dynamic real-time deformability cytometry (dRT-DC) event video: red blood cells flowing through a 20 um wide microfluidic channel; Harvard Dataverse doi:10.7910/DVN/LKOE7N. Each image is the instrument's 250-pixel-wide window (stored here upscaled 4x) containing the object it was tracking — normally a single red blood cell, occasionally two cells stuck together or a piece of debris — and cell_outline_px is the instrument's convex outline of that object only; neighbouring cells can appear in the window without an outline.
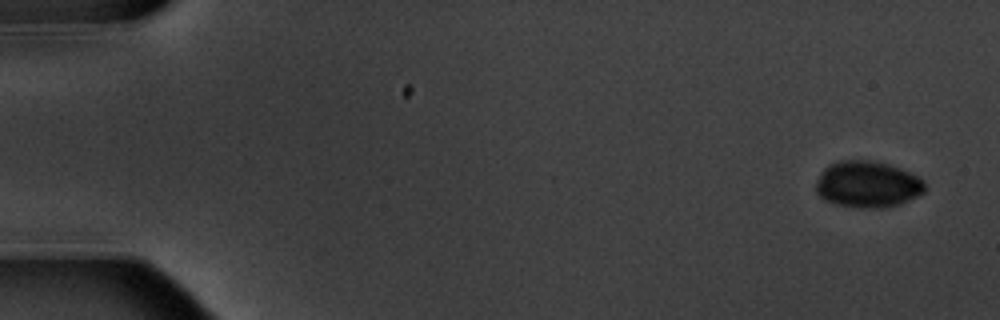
{"species": "common noctule bat (a hibernating species)", "species_latin": "Nyctalus noctula", "temperature_condition": "warm", "stored_images_in_passage": 15, "camera_frame_rate_fps": 3000, "um_per_image_px": 0.085, "animal": {"sex": "male", "body_mass_g": 20.1, "forearm_length_mm": 53.5}, "frame": {"image": 1, "passage_image": 1, "time_ms": 0.0, "image_size_px": [1000, 320], "cell_outline_px": [[924, 192], [900, 204], [884, 208], [860, 208], [836, 204], [824, 200], [816, 192], [816, 180], [820, 172], [828, 164], [840, 160], [868, 160], [888, 164], [900, 168], [920, 176], [924, 180]], "centroid_in_image_um": [73.72, 15.66], "position_along_channel_um": 11.3, "area_um2": 29.77}}
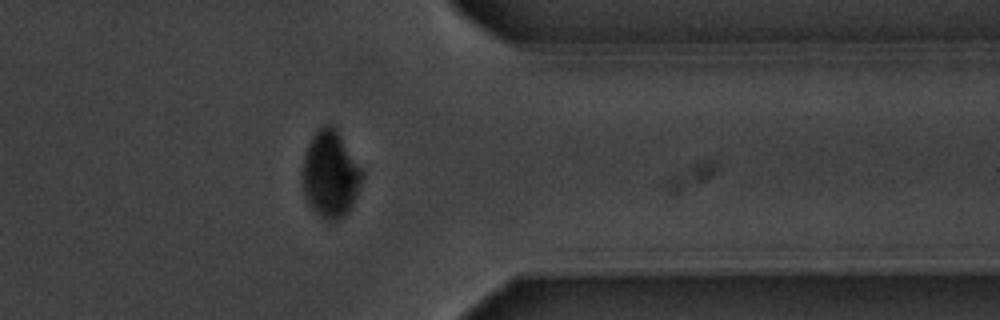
{"frame": {"image": 2, "passage_image": 13, "time_ms": 14.667, "image_size_px": [1000, 320], "cell_outline_px": [[364, 176], [352, 204], [348, 212], [344, 216], [336, 220], [324, 220], [308, 204], [300, 188], [300, 172], [304, 156], [312, 136], [324, 124], [332, 124], [336, 128], [364, 172]], "centroid_in_image_um": [28.04, 14.82], "position_along_channel_um": 383.4, "area_um2": 30.58}}
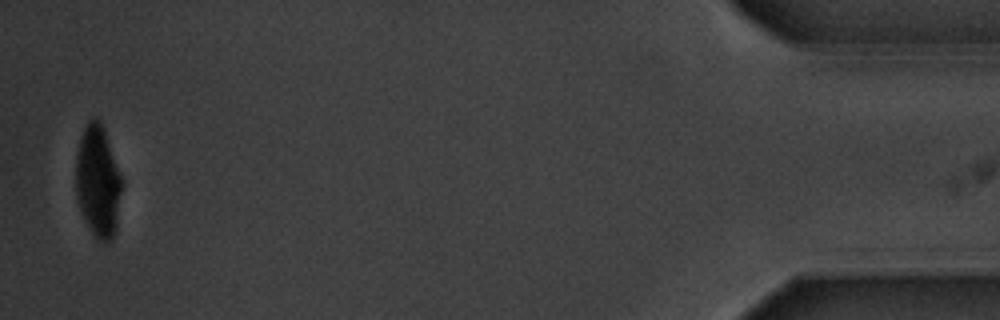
{"frame": {"image": 3, "passage_image": 15, "time_ms": 18.0, "image_size_px": [1000, 320], "cell_outline_px": [[124, 184], [116, 228], [108, 244], [104, 244], [96, 240], [80, 212], [76, 196], [76, 160], [80, 136], [88, 120], [96, 116], [100, 120], [104, 128]], "centroid_in_image_um": [8.34, 15.45], "position_along_channel_um": 426.9, "area_um2": 30.58}}